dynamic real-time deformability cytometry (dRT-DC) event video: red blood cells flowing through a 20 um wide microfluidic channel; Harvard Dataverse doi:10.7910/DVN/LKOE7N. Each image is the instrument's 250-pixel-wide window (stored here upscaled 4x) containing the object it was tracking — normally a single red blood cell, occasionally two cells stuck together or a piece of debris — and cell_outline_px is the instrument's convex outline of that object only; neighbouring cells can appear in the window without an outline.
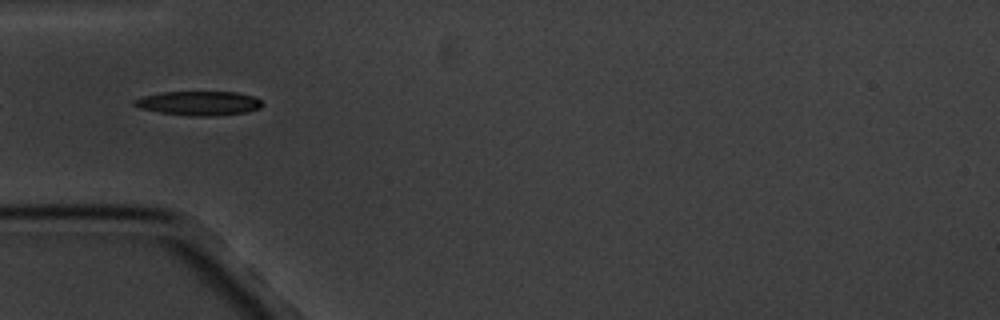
{"species": "common noctule bat (a hibernating species)", "species_latin": "Nyctalus noctula", "temperature_condition": "cold", "stored_images_in_passage": 6, "camera_frame_rate_fps": 3000, "um_per_image_px": 0.085, "animal": {"sex": "male", "body_mass_g": 20.1, "forearm_length_mm": 53.5}, "frame": {"image": 1, "passage_image": 4, "time_ms": 5.333, "image_size_px": [1000, 320], "cell_outline_px": [[264, 104], [260, 108], [244, 112], [208, 116], [188, 116], [160, 112], [140, 108], [132, 104], [132, 100], [144, 96], [160, 92], [236, 92], [252, 96], [260, 100]], "centroid_in_image_um": [16.87, 8.77], "position_along_channel_um": 68.1, "area_um2": 17.92}}
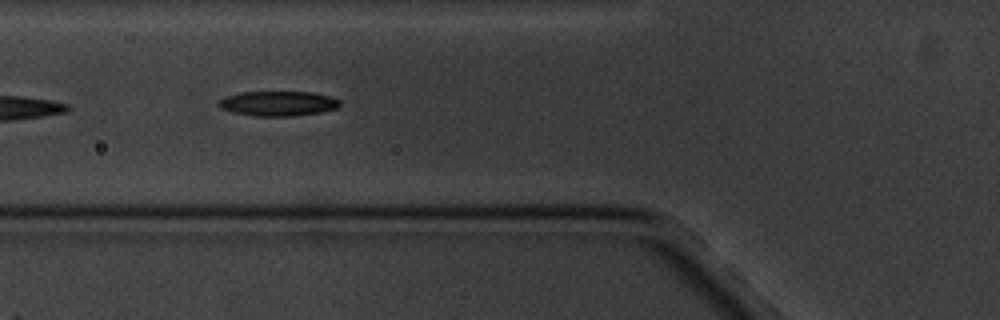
{"frame": {"image": 2, "passage_image": 5, "time_ms": 6.333, "image_size_px": [1000, 320], "cell_outline_px": [[340, 104], [336, 108], [320, 112], [292, 116], [256, 116], [232, 112], [220, 108], [216, 104], [216, 100], [224, 96], [240, 92], [312, 92], [332, 96], [340, 100]], "centroid_in_image_um": [23.58, 8.79], "position_along_channel_um": 102.2, "area_um2": 17.74}}